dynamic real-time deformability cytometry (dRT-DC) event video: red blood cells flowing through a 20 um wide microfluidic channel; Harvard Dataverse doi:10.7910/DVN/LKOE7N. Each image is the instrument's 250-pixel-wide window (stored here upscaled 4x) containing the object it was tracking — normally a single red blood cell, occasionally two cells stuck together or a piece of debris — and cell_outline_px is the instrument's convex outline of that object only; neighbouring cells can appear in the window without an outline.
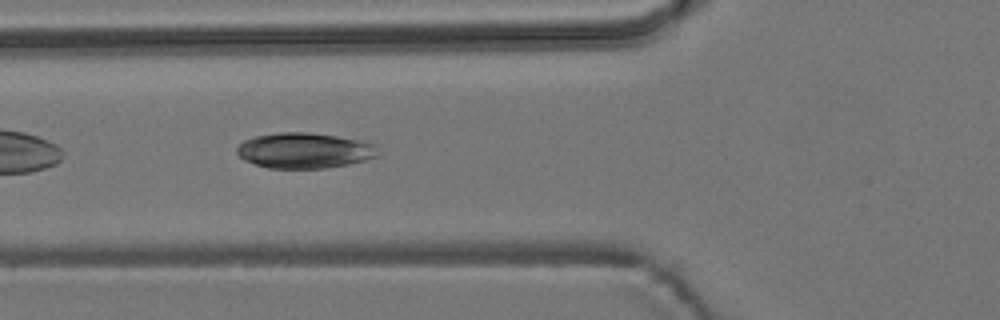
{"species": "common noctule bat (a hibernating species)", "species_latin": "Nyctalus noctula", "temperature_condition": "room temperature", "stored_images_in_passage": 36, "camera_frame_rate_fps": 3000, "um_per_image_px": 0.085, "animal": {"sex": "male", "body_mass_g": 19.2, "forearm_length_mm": 51.8}, "frame": {"image": 1, "passage_image": 5, "time_ms": 1.333, "image_size_px": [1000, 320], "cell_outline_px": [[380, 156], [348, 164], [324, 168], [268, 168], [244, 160], [236, 152], [236, 148], [244, 140], [252, 136], [276, 132], [308, 132], [364, 140], [376, 144]], "centroid_in_image_um": [25.89, 12.78], "position_along_channel_um": 99.9, "area_um2": 29.48}}
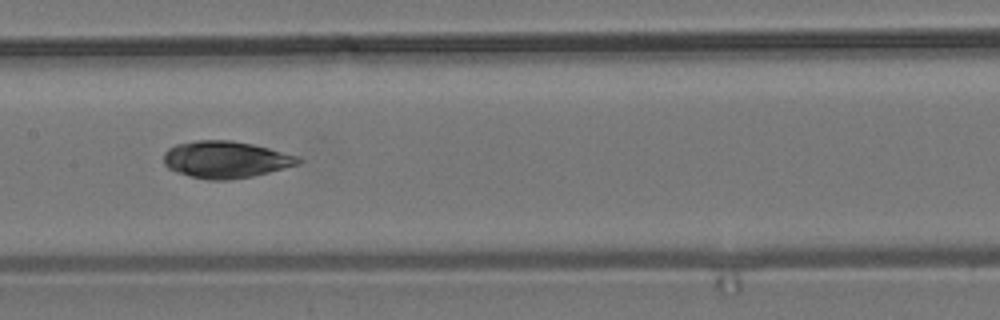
{"frame": {"image": 2, "passage_image": 12, "time_ms": 3.667, "image_size_px": [1000, 320], "cell_outline_px": [[304, 160], [300, 164], [252, 176], [228, 180], [208, 180], [176, 172], [168, 168], [164, 164], [164, 152], [168, 148], [176, 144], [196, 140], [232, 140], [252, 144], [300, 156]], "centroid_in_image_um": [19.19, 13.55], "position_along_channel_um": 188.2, "area_um2": 29.02}}
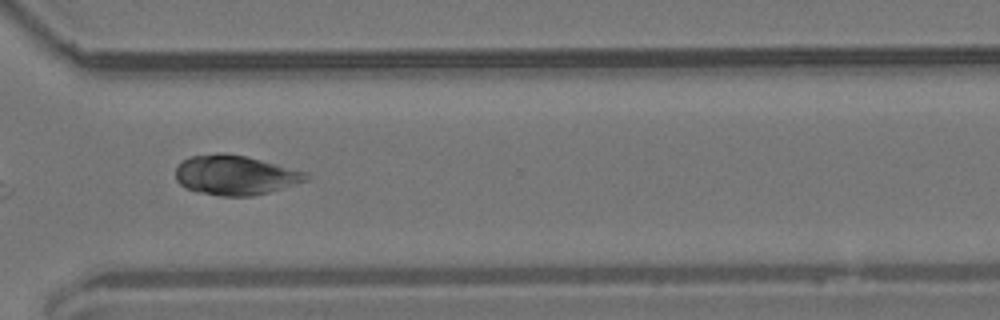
{"frame": {"image": 3, "passage_image": 25, "time_ms": 8.0, "image_size_px": [1000, 320], "cell_outline_px": [[312, 176], [308, 180], [268, 192], [252, 196], [220, 196], [200, 192], [184, 188], [176, 180], [176, 168], [188, 156], [216, 152], [224, 152], [244, 156], [308, 172]], "centroid_in_image_um": [19.98, 14.88], "position_along_channel_um": 350.6, "area_um2": 30.17}}